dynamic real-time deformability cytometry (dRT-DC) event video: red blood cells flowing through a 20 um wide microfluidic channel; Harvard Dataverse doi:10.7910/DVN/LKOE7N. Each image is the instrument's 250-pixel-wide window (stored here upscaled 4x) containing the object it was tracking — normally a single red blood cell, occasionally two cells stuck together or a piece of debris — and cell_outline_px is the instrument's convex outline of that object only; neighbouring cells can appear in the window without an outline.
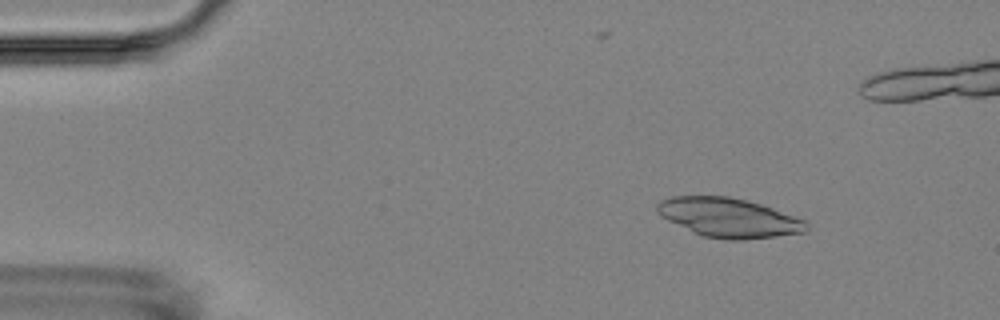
{"species": "Egyptian fruit bat (a non-hibernating species)", "species_latin": "Rousettus aegyptiacus", "temperature_condition": "room temperature", "stored_images_in_passage": 4, "camera_frame_rate_fps": 3000, "um_per_image_px": 0.085, "animal": {"sex": "female"}, "frame": {"image": 1, "passage_image": 1, "time_ms": 0.0, "image_size_px": [1000, 320], "cell_outline_px": [[808, 228], [804, 232], [776, 236], [744, 240], [724, 240], [704, 236], [668, 220], [660, 216], [656, 212], [656, 204], [660, 200], [672, 196], [728, 196], [760, 204], [808, 220]], "centroid_in_image_um": [61.95, 18.5], "position_along_channel_um": 23.0, "area_um2": 34.1}}